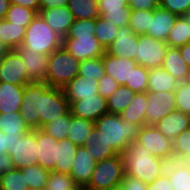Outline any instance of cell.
Here are the masks:
<instances>
[{
  "mask_svg": "<svg viewBox=\"0 0 190 190\" xmlns=\"http://www.w3.org/2000/svg\"><path fill=\"white\" fill-rule=\"evenodd\" d=\"M140 128L139 125L121 119L119 114L106 113L95 121V127L83 147L99 162L123 154L126 147L137 140Z\"/></svg>",
  "mask_w": 190,
  "mask_h": 190,
  "instance_id": "6da1fadb",
  "label": "cell"
},
{
  "mask_svg": "<svg viewBox=\"0 0 190 190\" xmlns=\"http://www.w3.org/2000/svg\"><path fill=\"white\" fill-rule=\"evenodd\" d=\"M122 156L125 175L137 178L147 185L165 173L168 163V161L154 156L137 141L131 142Z\"/></svg>",
  "mask_w": 190,
  "mask_h": 190,
  "instance_id": "7a4b0ae2",
  "label": "cell"
},
{
  "mask_svg": "<svg viewBox=\"0 0 190 190\" xmlns=\"http://www.w3.org/2000/svg\"><path fill=\"white\" fill-rule=\"evenodd\" d=\"M63 38L45 22L40 14L27 26L21 47L34 50L35 53L50 55L62 47Z\"/></svg>",
  "mask_w": 190,
  "mask_h": 190,
  "instance_id": "3957f363",
  "label": "cell"
},
{
  "mask_svg": "<svg viewBox=\"0 0 190 190\" xmlns=\"http://www.w3.org/2000/svg\"><path fill=\"white\" fill-rule=\"evenodd\" d=\"M125 177L122 154L96 162L95 168L84 190H117Z\"/></svg>",
  "mask_w": 190,
  "mask_h": 190,
  "instance_id": "277c9868",
  "label": "cell"
},
{
  "mask_svg": "<svg viewBox=\"0 0 190 190\" xmlns=\"http://www.w3.org/2000/svg\"><path fill=\"white\" fill-rule=\"evenodd\" d=\"M48 64L45 83L63 89L78 75L80 61L62 46L48 56Z\"/></svg>",
  "mask_w": 190,
  "mask_h": 190,
  "instance_id": "5b68a950",
  "label": "cell"
},
{
  "mask_svg": "<svg viewBox=\"0 0 190 190\" xmlns=\"http://www.w3.org/2000/svg\"><path fill=\"white\" fill-rule=\"evenodd\" d=\"M49 87L45 82H31L24 86L20 108L23 120L30 130L39 129L43 92Z\"/></svg>",
  "mask_w": 190,
  "mask_h": 190,
  "instance_id": "8992f818",
  "label": "cell"
},
{
  "mask_svg": "<svg viewBox=\"0 0 190 190\" xmlns=\"http://www.w3.org/2000/svg\"><path fill=\"white\" fill-rule=\"evenodd\" d=\"M70 111V102L61 88L49 86L43 92L41 113L39 114V129L57 117Z\"/></svg>",
  "mask_w": 190,
  "mask_h": 190,
  "instance_id": "52a82bcc",
  "label": "cell"
},
{
  "mask_svg": "<svg viewBox=\"0 0 190 190\" xmlns=\"http://www.w3.org/2000/svg\"><path fill=\"white\" fill-rule=\"evenodd\" d=\"M168 44L146 35L138 36L135 61L146 69L162 66Z\"/></svg>",
  "mask_w": 190,
  "mask_h": 190,
  "instance_id": "ba28073f",
  "label": "cell"
},
{
  "mask_svg": "<svg viewBox=\"0 0 190 190\" xmlns=\"http://www.w3.org/2000/svg\"><path fill=\"white\" fill-rule=\"evenodd\" d=\"M136 141L146 147L154 156L168 162L174 160L173 141L165 137L155 125L142 126Z\"/></svg>",
  "mask_w": 190,
  "mask_h": 190,
  "instance_id": "9c48e42d",
  "label": "cell"
},
{
  "mask_svg": "<svg viewBox=\"0 0 190 190\" xmlns=\"http://www.w3.org/2000/svg\"><path fill=\"white\" fill-rule=\"evenodd\" d=\"M25 65L16 49L0 53V82L26 86L31 83L26 75Z\"/></svg>",
  "mask_w": 190,
  "mask_h": 190,
  "instance_id": "30bf717a",
  "label": "cell"
},
{
  "mask_svg": "<svg viewBox=\"0 0 190 190\" xmlns=\"http://www.w3.org/2000/svg\"><path fill=\"white\" fill-rule=\"evenodd\" d=\"M62 46L79 61L102 58L106 53L95 36H65Z\"/></svg>",
  "mask_w": 190,
  "mask_h": 190,
  "instance_id": "8fae6325",
  "label": "cell"
},
{
  "mask_svg": "<svg viewBox=\"0 0 190 190\" xmlns=\"http://www.w3.org/2000/svg\"><path fill=\"white\" fill-rule=\"evenodd\" d=\"M146 124L154 125L176 110L175 92H146Z\"/></svg>",
  "mask_w": 190,
  "mask_h": 190,
  "instance_id": "7c38bea8",
  "label": "cell"
},
{
  "mask_svg": "<svg viewBox=\"0 0 190 190\" xmlns=\"http://www.w3.org/2000/svg\"><path fill=\"white\" fill-rule=\"evenodd\" d=\"M11 155L14 168H24L38 164L37 130H31L18 140L12 150H8Z\"/></svg>",
  "mask_w": 190,
  "mask_h": 190,
  "instance_id": "4fadbf2b",
  "label": "cell"
},
{
  "mask_svg": "<svg viewBox=\"0 0 190 190\" xmlns=\"http://www.w3.org/2000/svg\"><path fill=\"white\" fill-rule=\"evenodd\" d=\"M72 116L95 122L108 113L107 98L97 94L95 97H83L82 100L70 102Z\"/></svg>",
  "mask_w": 190,
  "mask_h": 190,
  "instance_id": "5bb4252c",
  "label": "cell"
},
{
  "mask_svg": "<svg viewBox=\"0 0 190 190\" xmlns=\"http://www.w3.org/2000/svg\"><path fill=\"white\" fill-rule=\"evenodd\" d=\"M25 65L24 69L30 82H45L48 70V56L35 53L27 47L16 49Z\"/></svg>",
  "mask_w": 190,
  "mask_h": 190,
  "instance_id": "9a60e30c",
  "label": "cell"
},
{
  "mask_svg": "<svg viewBox=\"0 0 190 190\" xmlns=\"http://www.w3.org/2000/svg\"><path fill=\"white\" fill-rule=\"evenodd\" d=\"M138 36L128 25L119 28L115 40L107 47L106 53L119 58L135 60Z\"/></svg>",
  "mask_w": 190,
  "mask_h": 190,
  "instance_id": "2e32d148",
  "label": "cell"
},
{
  "mask_svg": "<svg viewBox=\"0 0 190 190\" xmlns=\"http://www.w3.org/2000/svg\"><path fill=\"white\" fill-rule=\"evenodd\" d=\"M98 11L105 20L121 28L129 24L132 9L128 0H97Z\"/></svg>",
  "mask_w": 190,
  "mask_h": 190,
  "instance_id": "e0dca14e",
  "label": "cell"
},
{
  "mask_svg": "<svg viewBox=\"0 0 190 190\" xmlns=\"http://www.w3.org/2000/svg\"><path fill=\"white\" fill-rule=\"evenodd\" d=\"M102 60L105 67V74L114 78L120 86L130 84L132 71H134L138 65L134 59L119 58L105 53L102 56Z\"/></svg>",
  "mask_w": 190,
  "mask_h": 190,
  "instance_id": "ac0fdd59",
  "label": "cell"
},
{
  "mask_svg": "<svg viewBox=\"0 0 190 190\" xmlns=\"http://www.w3.org/2000/svg\"><path fill=\"white\" fill-rule=\"evenodd\" d=\"M95 165L96 161L92 158V155L89 154L87 149L83 146L78 147L71 167L70 176L80 188H84L88 184Z\"/></svg>",
  "mask_w": 190,
  "mask_h": 190,
  "instance_id": "d6986e66",
  "label": "cell"
},
{
  "mask_svg": "<svg viewBox=\"0 0 190 190\" xmlns=\"http://www.w3.org/2000/svg\"><path fill=\"white\" fill-rule=\"evenodd\" d=\"M177 18V14L171 13L159 6L153 10V16L150 17V26L145 35L166 42Z\"/></svg>",
  "mask_w": 190,
  "mask_h": 190,
  "instance_id": "ffe728a7",
  "label": "cell"
},
{
  "mask_svg": "<svg viewBox=\"0 0 190 190\" xmlns=\"http://www.w3.org/2000/svg\"><path fill=\"white\" fill-rule=\"evenodd\" d=\"M39 14L45 22L62 38H65L70 26L74 23V17L68 6L39 10Z\"/></svg>",
  "mask_w": 190,
  "mask_h": 190,
  "instance_id": "44dd1931",
  "label": "cell"
},
{
  "mask_svg": "<svg viewBox=\"0 0 190 190\" xmlns=\"http://www.w3.org/2000/svg\"><path fill=\"white\" fill-rule=\"evenodd\" d=\"M154 125L165 137L173 141L190 127V115L176 109Z\"/></svg>",
  "mask_w": 190,
  "mask_h": 190,
  "instance_id": "7402d4cb",
  "label": "cell"
},
{
  "mask_svg": "<svg viewBox=\"0 0 190 190\" xmlns=\"http://www.w3.org/2000/svg\"><path fill=\"white\" fill-rule=\"evenodd\" d=\"M57 143V139H54L41 128L37 129L38 164L42 168L49 171L54 170L57 160Z\"/></svg>",
  "mask_w": 190,
  "mask_h": 190,
  "instance_id": "603a6c76",
  "label": "cell"
},
{
  "mask_svg": "<svg viewBox=\"0 0 190 190\" xmlns=\"http://www.w3.org/2000/svg\"><path fill=\"white\" fill-rule=\"evenodd\" d=\"M98 82L81 75H77L64 88L65 97L69 102L82 100L83 97H95L98 94Z\"/></svg>",
  "mask_w": 190,
  "mask_h": 190,
  "instance_id": "cb8c5ba5",
  "label": "cell"
},
{
  "mask_svg": "<svg viewBox=\"0 0 190 190\" xmlns=\"http://www.w3.org/2000/svg\"><path fill=\"white\" fill-rule=\"evenodd\" d=\"M24 86L0 82V113L20 111Z\"/></svg>",
  "mask_w": 190,
  "mask_h": 190,
  "instance_id": "d4e9b609",
  "label": "cell"
},
{
  "mask_svg": "<svg viewBox=\"0 0 190 190\" xmlns=\"http://www.w3.org/2000/svg\"><path fill=\"white\" fill-rule=\"evenodd\" d=\"M161 67L178 82L186 81L190 72V68L183 59L179 48L176 47L167 48Z\"/></svg>",
  "mask_w": 190,
  "mask_h": 190,
  "instance_id": "484cf974",
  "label": "cell"
},
{
  "mask_svg": "<svg viewBox=\"0 0 190 190\" xmlns=\"http://www.w3.org/2000/svg\"><path fill=\"white\" fill-rule=\"evenodd\" d=\"M165 174L174 190H190V162L171 160L166 165Z\"/></svg>",
  "mask_w": 190,
  "mask_h": 190,
  "instance_id": "4316f807",
  "label": "cell"
},
{
  "mask_svg": "<svg viewBox=\"0 0 190 190\" xmlns=\"http://www.w3.org/2000/svg\"><path fill=\"white\" fill-rule=\"evenodd\" d=\"M26 27L10 23L6 19L0 20V47L3 50L17 49L21 46Z\"/></svg>",
  "mask_w": 190,
  "mask_h": 190,
  "instance_id": "83f0119b",
  "label": "cell"
},
{
  "mask_svg": "<svg viewBox=\"0 0 190 190\" xmlns=\"http://www.w3.org/2000/svg\"><path fill=\"white\" fill-rule=\"evenodd\" d=\"M147 92H175L179 82L161 66L149 69Z\"/></svg>",
  "mask_w": 190,
  "mask_h": 190,
  "instance_id": "f1b7e54d",
  "label": "cell"
},
{
  "mask_svg": "<svg viewBox=\"0 0 190 190\" xmlns=\"http://www.w3.org/2000/svg\"><path fill=\"white\" fill-rule=\"evenodd\" d=\"M146 109V92L136 93L129 106L119 115L121 119L142 127L146 125Z\"/></svg>",
  "mask_w": 190,
  "mask_h": 190,
  "instance_id": "f546056e",
  "label": "cell"
},
{
  "mask_svg": "<svg viewBox=\"0 0 190 190\" xmlns=\"http://www.w3.org/2000/svg\"><path fill=\"white\" fill-rule=\"evenodd\" d=\"M78 146L68 139L57 143V160L54 172L70 174Z\"/></svg>",
  "mask_w": 190,
  "mask_h": 190,
  "instance_id": "4dcf8cb0",
  "label": "cell"
},
{
  "mask_svg": "<svg viewBox=\"0 0 190 190\" xmlns=\"http://www.w3.org/2000/svg\"><path fill=\"white\" fill-rule=\"evenodd\" d=\"M94 127L95 122L72 116L71 114V125L66 139L70 140L78 147L83 146L86 138L93 131Z\"/></svg>",
  "mask_w": 190,
  "mask_h": 190,
  "instance_id": "1f68e13d",
  "label": "cell"
},
{
  "mask_svg": "<svg viewBox=\"0 0 190 190\" xmlns=\"http://www.w3.org/2000/svg\"><path fill=\"white\" fill-rule=\"evenodd\" d=\"M190 42V24L185 16H178L166 39L168 47H180Z\"/></svg>",
  "mask_w": 190,
  "mask_h": 190,
  "instance_id": "d6a6232c",
  "label": "cell"
},
{
  "mask_svg": "<svg viewBox=\"0 0 190 190\" xmlns=\"http://www.w3.org/2000/svg\"><path fill=\"white\" fill-rule=\"evenodd\" d=\"M135 92L126 86H119L115 92L107 98L108 113L120 114L132 102Z\"/></svg>",
  "mask_w": 190,
  "mask_h": 190,
  "instance_id": "836d02e7",
  "label": "cell"
},
{
  "mask_svg": "<svg viewBox=\"0 0 190 190\" xmlns=\"http://www.w3.org/2000/svg\"><path fill=\"white\" fill-rule=\"evenodd\" d=\"M0 130L4 134H27L31 131L19 111L0 113Z\"/></svg>",
  "mask_w": 190,
  "mask_h": 190,
  "instance_id": "e575fe53",
  "label": "cell"
},
{
  "mask_svg": "<svg viewBox=\"0 0 190 190\" xmlns=\"http://www.w3.org/2000/svg\"><path fill=\"white\" fill-rule=\"evenodd\" d=\"M24 175L27 188L44 190L47 185L49 170L42 168L39 164L31 165L20 169Z\"/></svg>",
  "mask_w": 190,
  "mask_h": 190,
  "instance_id": "d590c367",
  "label": "cell"
},
{
  "mask_svg": "<svg viewBox=\"0 0 190 190\" xmlns=\"http://www.w3.org/2000/svg\"><path fill=\"white\" fill-rule=\"evenodd\" d=\"M68 8L77 19H96L100 16L97 0H69Z\"/></svg>",
  "mask_w": 190,
  "mask_h": 190,
  "instance_id": "8d00e7d4",
  "label": "cell"
},
{
  "mask_svg": "<svg viewBox=\"0 0 190 190\" xmlns=\"http://www.w3.org/2000/svg\"><path fill=\"white\" fill-rule=\"evenodd\" d=\"M118 31L119 27L103 17L98 16L95 19V37L105 49L115 40Z\"/></svg>",
  "mask_w": 190,
  "mask_h": 190,
  "instance_id": "74e56055",
  "label": "cell"
},
{
  "mask_svg": "<svg viewBox=\"0 0 190 190\" xmlns=\"http://www.w3.org/2000/svg\"><path fill=\"white\" fill-rule=\"evenodd\" d=\"M37 14L38 13L36 11L30 8L16 4H10L5 19L10 23L21 25L27 28V26L31 23Z\"/></svg>",
  "mask_w": 190,
  "mask_h": 190,
  "instance_id": "f35d334b",
  "label": "cell"
},
{
  "mask_svg": "<svg viewBox=\"0 0 190 190\" xmlns=\"http://www.w3.org/2000/svg\"><path fill=\"white\" fill-rule=\"evenodd\" d=\"M71 125V112L66 115L57 117L48 124L44 125L41 129L47 134L51 135L58 141L66 139Z\"/></svg>",
  "mask_w": 190,
  "mask_h": 190,
  "instance_id": "ab89813d",
  "label": "cell"
},
{
  "mask_svg": "<svg viewBox=\"0 0 190 190\" xmlns=\"http://www.w3.org/2000/svg\"><path fill=\"white\" fill-rule=\"evenodd\" d=\"M24 175L18 168H13L1 175L0 190H26Z\"/></svg>",
  "mask_w": 190,
  "mask_h": 190,
  "instance_id": "60d3db41",
  "label": "cell"
},
{
  "mask_svg": "<svg viewBox=\"0 0 190 190\" xmlns=\"http://www.w3.org/2000/svg\"><path fill=\"white\" fill-rule=\"evenodd\" d=\"M79 188L70 174L50 171L44 190H78Z\"/></svg>",
  "mask_w": 190,
  "mask_h": 190,
  "instance_id": "b9f144b4",
  "label": "cell"
},
{
  "mask_svg": "<svg viewBox=\"0 0 190 190\" xmlns=\"http://www.w3.org/2000/svg\"><path fill=\"white\" fill-rule=\"evenodd\" d=\"M153 10H132L128 26L136 35H145L150 26Z\"/></svg>",
  "mask_w": 190,
  "mask_h": 190,
  "instance_id": "7bdbcfd3",
  "label": "cell"
},
{
  "mask_svg": "<svg viewBox=\"0 0 190 190\" xmlns=\"http://www.w3.org/2000/svg\"><path fill=\"white\" fill-rule=\"evenodd\" d=\"M78 75L94 79L98 82L105 75V67L102 58H92L80 61Z\"/></svg>",
  "mask_w": 190,
  "mask_h": 190,
  "instance_id": "ee69618b",
  "label": "cell"
},
{
  "mask_svg": "<svg viewBox=\"0 0 190 190\" xmlns=\"http://www.w3.org/2000/svg\"><path fill=\"white\" fill-rule=\"evenodd\" d=\"M174 160L190 162V127L173 140Z\"/></svg>",
  "mask_w": 190,
  "mask_h": 190,
  "instance_id": "f6af8a7d",
  "label": "cell"
},
{
  "mask_svg": "<svg viewBox=\"0 0 190 190\" xmlns=\"http://www.w3.org/2000/svg\"><path fill=\"white\" fill-rule=\"evenodd\" d=\"M148 75L149 69H146L141 65H137L130 76V84H126L125 86L133 90L135 93L147 92L149 80Z\"/></svg>",
  "mask_w": 190,
  "mask_h": 190,
  "instance_id": "bcb514c9",
  "label": "cell"
},
{
  "mask_svg": "<svg viewBox=\"0 0 190 190\" xmlns=\"http://www.w3.org/2000/svg\"><path fill=\"white\" fill-rule=\"evenodd\" d=\"M66 36H95V19H77Z\"/></svg>",
  "mask_w": 190,
  "mask_h": 190,
  "instance_id": "7dc6e473",
  "label": "cell"
},
{
  "mask_svg": "<svg viewBox=\"0 0 190 190\" xmlns=\"http://www.w3.org/2000/svg\"><path fill=\"white\" fill-rule=\"evenodd\" d=\"M175 96L176 109L190 115V84L186 81L179 82Z\"/></svg>",
  "mask_w": 190,
  "mask_h": 190,
  "instance_id": "c3c4849f",
  "label": "cell"
},
{
  "mask_svg": "<svg viewBox=\"0 0 190 190\" xmlns=\"http://www.w3.org/2000/svg\"><path fill=\"white\" fill-rule=\"evenodd\" d=\"M159 6L178 16H185L190 11V0H159Z\"/></svg>",
  "mask_w": 190,
  "mask_h": 190,
  "instance_id": "681fc988",
  "label": "cell"
},
{
  "mask_svg": "<svg viewBox=\"0 0 190 190\" xmlns=\"http://www.w3.org/2000/svg\"><path fill=\"white\" fill-rule=\"evenodd\" d=\"M98 85V94L105 98L110 97L120 86L114 78L107 74L98 80Z\"/></svg>",
  "mask_w": 190,
  "mask_h": 190,
  "instance_id": "f907efd6",
  "label": "cell"
},
{
  "mask_svg": "<svg viewBox=\"0 0 190 190\" xmlns=\"http://www.w3.org/2000/svg\"><path fill=\"white\" fill-rule=\"evenodd\" d=\"M147 184L138 180L137 178L125 175L118 190H146Z\"/></svg>",
  "mask_w": 190,
  "mask_h": 190,
  "instance_id": "816d5d0a",
  "label": "cell"
},
{
  "mask_svg": "<svg viewBox=\"0 0 190 190\" xmlns=\"http://www.w3.org/2000/svg\"><path fill=\"white\" fill-rule=\"evenodd\" d=\"M132 10H154L159 7V0H128Z\"/></svg>",
  "mask_w": 190,
  "mask_h": 190,
  "instance_id": "f5cc1de1",
  "label": "cell"
},
{
  "mask_svg": "<svg viewBox=\"0 0 190 190\" xmlns=\"http://www.w3.org/2000/svg\"><path fill=\"white\" fill-rule=\"evenodd\" d=\"M146 190H174L171 181L164 173L162 176L156 178L150 184L147 185Z\"/></svg>",
  "mask_w": 190,
  "mask_h": 190,
  "instance_id": "db71d44e",
  "label": "cell"
},
{
  "mask_svg": "<svg viewBox=\"0 0 190 190\" xmlns=\"http://www.w3.org/2000/svg\"><path fill=\"white\" fill-rule=\"evenodd\" d=\"M69 0H40L39 10L67 6Z\"/></svg>",
  "mask_w": 190,
  "mask_h": 190,
  "instance_id": "11a10c76",
  "label": "cell"
},
{
  "mask_svg": "<svg viewBox=\"0 0 190 190\" xmlns=\"http://www.w3.org/2000/svg\"><path fill=\"white\" fill-rule=\"evenodd\" d=\"M14 168L11 155L8 153L0 155V172L3 174Z\"/></svg>",
  "mask_w": 190,
  "mask_h": 190,
  "instance_id": "9f6ffc18",
  "label": "cell"
},
{
  "mask_svg": "<svg viewBox=\"0 0 190 190\" xmlns=\"http://www.w3.org/2000/svg\"><path fill=\"white\" fill-rule=\"evenodd\" d=\"M11 4L30 8L39 14L40 0H11Z\"/></svg>",
  "mask_w": 190,
  "mask_h": 190,
  "instance_id": "6f0895ef",
  "label": "cell"
},
{
  "mask_svg": "<svg viewBox=\"0 0 190 190\" xmlns=\"http://www.w3.org/2000/svg\"><path fill=\"white\" fill-rule=\"evenodd\" d=\"M6 135V149L12 150L18 140L22 139L25 134H5Z\"/></svg>",
  "mask_w": 190,
  "mask_h": 190,
  "instance_id": "680465c9",
  "label": "cell"
},
{
  "mask_svg": "<svg viewBox=\"0 0 190 190\" xmlns=\"http://www.w3.org/2000/svg\"><path fill=\"white\" fill-rule=\"evenodd\" d=\"M180 50V53L187 63L188 67L190 68V42L186 43L183 46L178 47Z\"/></svg>",
  "mask_w": 190,
  "mask_h": 190,
  "instance_id": "91938a15",
  "label": "cell"
},
{
  "mask_svg": "<svg viewBox=\"0 0 190 190\" xmlns=\"http://www.w3.org/2000/svg\"><path fill=\"white\" fill-rule=\"evenodd\" d=\"M11 0H0V20L5 19L7 10L9 9Z\"/></svg>",
  "mask_w": 190,
  "mask_h": 190,
  "instance_id": "94428289",
  "label": "cell"
},
{
  "mask_svg": "<svg viewBox=\"0 0 190 190\" xmlns=\"http://www.w3.org/2000/svg\"><path fill=\"white\" fill-rule=\"evenodd\" d=\"M5 146H6V135L0 130V155L8 153Z\"/></svg>",
  "mask_w": 190,
  "mask_h": 190,
  "instance_id": "6125c7cd",
  "label": "cell"
},
{
  "mask_svg": "<svg viewBox=\"0 0 190 190\" xmlns=\"http://www.w3.org/2000/svg\"><path fill=\"white\" fill-rule=\"evenodd\" d=\"M185 17H186L187 21L190 24V11L185 15Z\"/></svg>",
  "mask_w": 190,
  "mask_h": 190,
  "instance_id": "be15d7a7",
  "label": "cell"
},
{
  "mask_svg": "<svg viewBox=\"0 0 190 190\" xmlns=\"http://www.w3.org/2000/svg\"><path fill=\"white\" fill-rule=\"evenodd\" d=\"M186 82H188L190 84V72L188 74V78H187Z\"/></svg>",
  "mask_w": 190,
  "mask_h": 190,
  "instance_id": "e7e4bbea",
  "label": "cell"
}]
</instances>
